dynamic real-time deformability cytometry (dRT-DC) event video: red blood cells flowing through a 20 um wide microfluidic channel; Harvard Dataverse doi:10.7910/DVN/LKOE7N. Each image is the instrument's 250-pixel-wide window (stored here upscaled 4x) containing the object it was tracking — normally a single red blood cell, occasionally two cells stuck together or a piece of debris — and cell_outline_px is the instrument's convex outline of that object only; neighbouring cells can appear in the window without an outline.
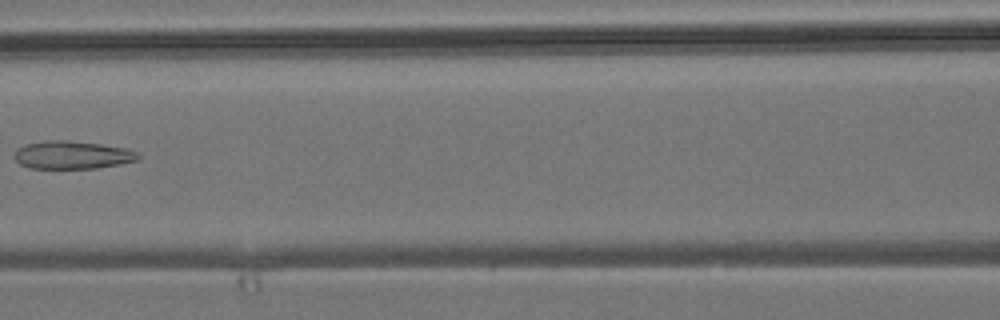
{"species": "common noctule bat (a hibernating species)", "species_latin": "Nyctalus noctula", "temperature_condition": "room temperature", "stored_images_in_passage": 8, "camera_frame_rate_fps": 3000, "um_per_image_px": 0.085, "animal": {"sex": "male", "body_mass_g": 19.2, "forearm_length_mm": 51.8}, "frame": {"image": 1, "passage_image": 7, "time_ms": 7.0, "image_size_px": [1000, 320], "cell_outline_px": [[140, 160], [120, 164], [96, 168], [28, 168], [20, 164], [12, 156], [16, 148], [24, 144], [44, 140], [68, 140], [100, 144], [128, 148], [136, 152], [140, 156]], "centroid_in_image_um": [6.11, 13.16], "position_along_channel_um": 160.5, "area_um2": 20.46}}
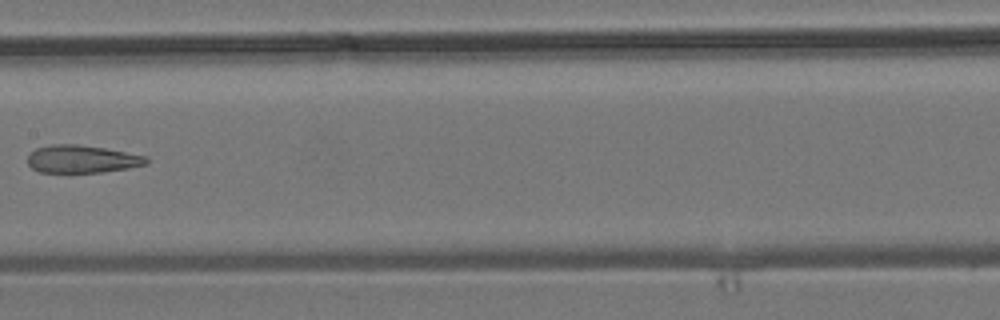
{"frame": {"image": 2, "passage_image": 8, "time_ms": 8.0, "image_size_px": [1000, 320], "cell_outline_px": [[148, 164], [128, 168], [100, 172], [40, 172], [32, 168], [28, 164], [28, 156], [36, 148], [48, 144], [76, 144], [104, 148], [148, 156]], "centroid_in_image_um": [6.97, 13.51], "position_along_channel_um": 200.4, "area_um2": 19.13}}